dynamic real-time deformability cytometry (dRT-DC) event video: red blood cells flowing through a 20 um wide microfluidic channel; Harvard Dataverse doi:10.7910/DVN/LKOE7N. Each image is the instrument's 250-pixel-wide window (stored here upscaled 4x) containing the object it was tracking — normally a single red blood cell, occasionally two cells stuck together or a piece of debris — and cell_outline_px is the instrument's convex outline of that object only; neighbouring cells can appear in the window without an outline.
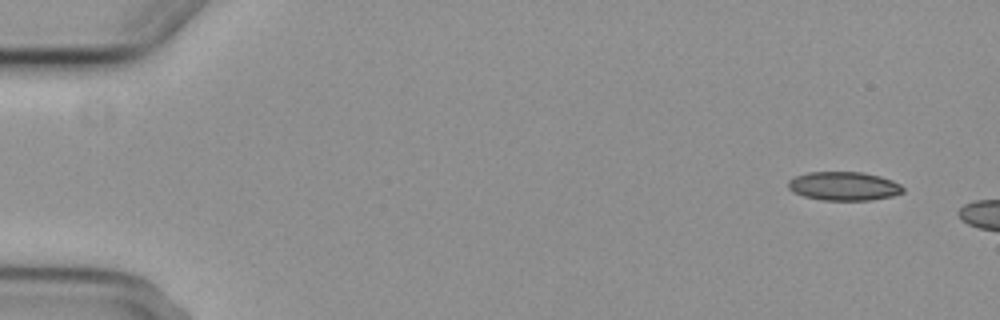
{"species": "common noctule bat (a hibernating species)", "species_latin": "Nyctalus noctula", "temperature_condition": "cold", "stored_images_in_passage": 3, "camera_frame_rate_fps": 3000, "um_per_image_px": 0.085, "animal": {"sex": "female", "body_mass_g": 29.2, "forearm_length_mm": 56.3}, "frame": {"image": 1, "passage_image": 1, "time_ms": 0.0, "image_size_px": [1000, 320], "cell_outline_px": [[904, 192], [892, 196], [872, 200], [824, 200], [804, 196], [792, 192], [788, 188], [788, 180], [796, 176], [808, 172], [860, 172], [880, 176], [892, 180], [900, 184], [904, 188]], "centroid_in_image_um": [71.73, 15.82], "position_along_channel_um": 13.3, "area_um2": 19.25}}